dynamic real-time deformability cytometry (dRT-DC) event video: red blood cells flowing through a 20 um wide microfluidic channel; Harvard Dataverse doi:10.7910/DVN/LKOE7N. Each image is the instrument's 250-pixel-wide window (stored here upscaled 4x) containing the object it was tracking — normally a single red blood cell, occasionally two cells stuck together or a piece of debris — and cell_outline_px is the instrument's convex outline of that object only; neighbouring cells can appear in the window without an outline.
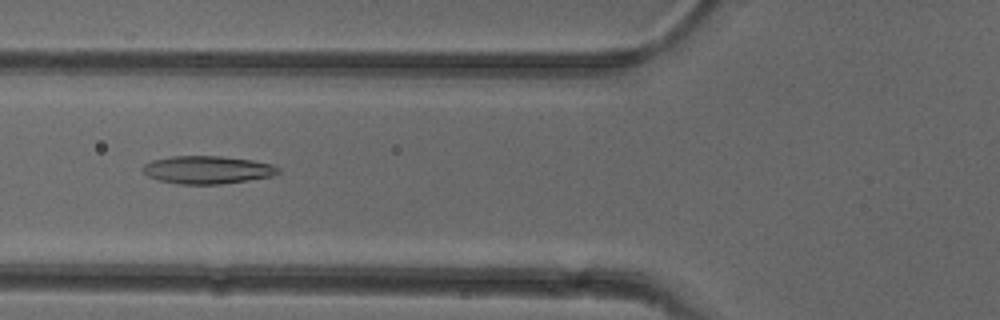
{"species": "common noctule bat (a hibernating species)", "species_latin": "Nyctalus noctula", "temperature_condition": "cold", "stored_images_in_passage": 52, "camera_frame_rate_fps": 3000, "um_per_image_px": 0.085, "animal": {"sex": "female"}, "frame": {"image": 1, "passage_image": 20, "time_ms": 6.333, "image_size_px": [1000, 320], "cell_outline_px": [[280, 172], [272, 176], [248, 180], [220, 184], [180, 184], [156, 180], [148, 176], [140, 168], [144, 164], [152, 160], [172, 156], [220, 156], [252, 160], [272, 164], [280, 168]], "centroid_in_image_um": [17.6, 14.43], "position_along_channel_um": 108.2, "area_um2": 22.08}}
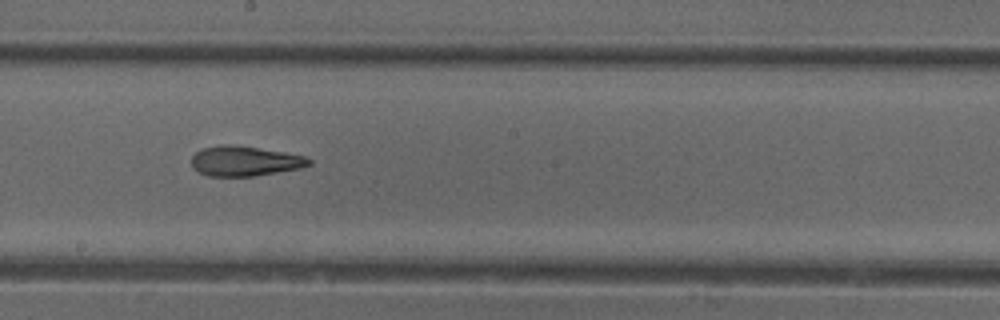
{"frame": {"image": 2, "passage_image": 29, "time_ms": 9.333, "image_size_px": [1000, 320], "cell_outline_px": [[312, 164], [300, 168], [252, 176], [208, 176], [196, 172], [192, 168], [192, 156], [200, 148], [220, 144], [228, 144], [284, 152], [304, 156], [312, 160]], "centroid_in_image_um": [20.75, 13.69], "position_along_channel_um": 227.5, "area_um2": 20.52}}
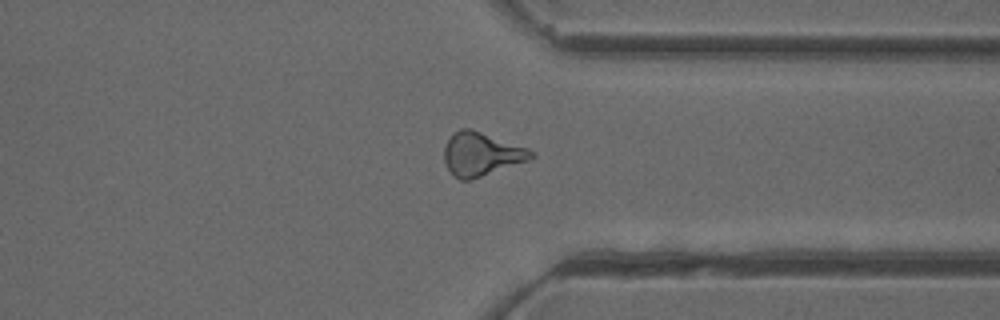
{"frame": {"image": 3, "passage_image": 40, "time_ms": 13.0, "image_size_px": [1000, 320], "cell_outline_px": [[536, 156], [528, 160], [468, 180], [460, 180], [452, 176], [444, 160], [444, 148], [452, 132], [460, 128], [472, 128], [528, 148], [536, 152]], "centroid_in_image_um": [40.89, 13.07], "position_along_channel_um": 370.5, "area_um2": 22.02}, "authors_computed_cell_mechanics": {"area_um2": 22.0218, "velocity_mm_per_s": 3.9612, "shape_relaxation_time_tau1_ms": 5.87, "shape_relaxation_time_tau2_ms": 2.9371, "deformation_change_tau1": 0.1876, "deformation_change_tau2": 0.1317}}